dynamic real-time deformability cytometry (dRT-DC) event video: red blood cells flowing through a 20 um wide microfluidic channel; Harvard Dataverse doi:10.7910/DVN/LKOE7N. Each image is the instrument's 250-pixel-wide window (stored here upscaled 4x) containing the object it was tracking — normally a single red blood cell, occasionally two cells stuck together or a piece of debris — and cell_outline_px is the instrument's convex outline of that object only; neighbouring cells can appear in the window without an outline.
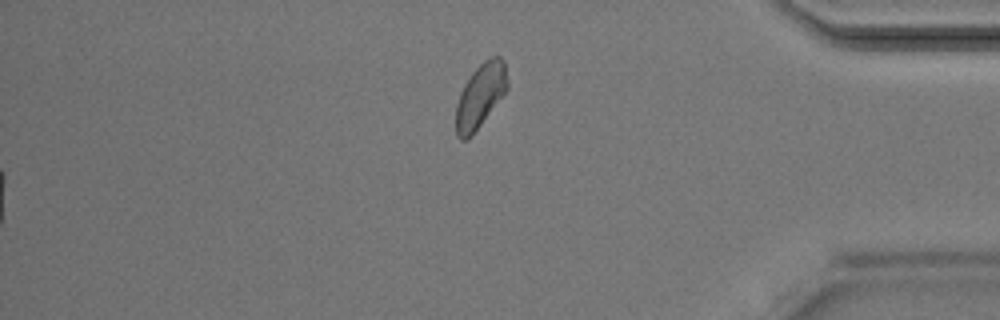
{"species": "Egyptian fruit bat (a non-hibernating species)", "species_latin": "Rousettus aegyptiacus", "temperature_condition": "room temperature", "stored_images_in_passage": 42, "segment_of_instrument_passage": [2, 2], "camera_frame_rate_fps": 3000, "um_per_image_px": 0.085, "animal": {"sex": "male"}, "frame": {"image": 1, "passage_image": 42, "time_ms": 13.667, "image_size_px": [1000, 320], "cell_outline_px": [[508, 88], [480, 124], [464, 140], [460, 140], [456, 136], [456, 104], [460, 92], [464, 84], [472, 72], [484, 60], [492, 56], [500, 56], [504, 60], [508, 80]], "centroid_in_image_um": [40.82, 8.07], "position_along_channel_um": 394.4, "area_um2": 18.84}}